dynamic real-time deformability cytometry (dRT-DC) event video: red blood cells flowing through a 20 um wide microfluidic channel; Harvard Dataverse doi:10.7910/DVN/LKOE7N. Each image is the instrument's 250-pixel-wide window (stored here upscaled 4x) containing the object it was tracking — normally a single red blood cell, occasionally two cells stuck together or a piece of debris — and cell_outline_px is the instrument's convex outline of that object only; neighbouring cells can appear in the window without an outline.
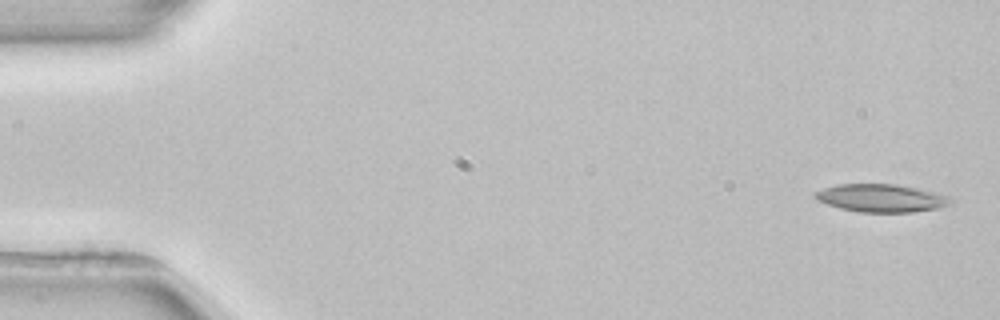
{"species": "common noctule bat (a hibernating species)", "species_latin": "Nyctalus noctula", "temperature_condition": "room temperature", "stored_images_in_passage": 3, "camera_frame_rate_fps": 3000, "um_per_image_px": 0.085, "animal": {"sex": "female", "body_mass_g": 22.7, "forearm_length_mm": 54.2}, "frame": {"image": 1, "passage_image": 1, "time_ms": 0.0, "image_size_px": [1000, 320], "cell_outline_px": [[952, 204], [940, 208], [912, 212], [860, 212], [840, 208], [816, 200], [812, 196], [816, 192], [824, 188], [836, 184], [896, 184], [936, 192], [948, 196], [952, 200]], "centroid_in_image_um": [74.92, 16.84], "position_along_channel_um": 10.1, "area_um2": 22.08}}